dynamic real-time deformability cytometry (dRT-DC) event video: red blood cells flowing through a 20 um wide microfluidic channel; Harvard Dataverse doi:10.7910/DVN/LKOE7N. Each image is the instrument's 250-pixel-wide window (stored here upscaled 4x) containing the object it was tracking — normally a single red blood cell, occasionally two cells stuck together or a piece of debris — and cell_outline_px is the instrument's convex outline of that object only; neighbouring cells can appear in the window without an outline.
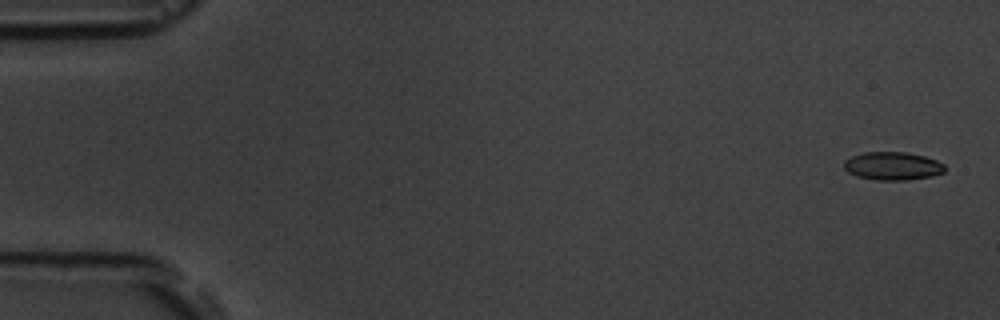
{"species": "common noctule bat (a hibernating species)", "species_latin": "Nyctalus noctula", "temperature_condition": "room temperature", "stored_images_in_passage": 5, "camera_frame_rate_fps": 3000, "um_per_image_px": 0.085, "animal": {"sex": "male", "body_mass_g": 19.5, "forearm_length_mm": 54.6}, "frame": {"image": 1, "passage_image": 1, "time_ms": 0.0, "image_size_px": [1000, 320], "cell_outline_px": [[944, 172], [932, 176], [908, 180], [876, 180], [856, 176], [848, 172], [844, 168], [844, 160], [852, 156], [864, 152], [908, 152], [924, 156], [936, 160], [944, 164]], "centroid_in_image_um": [75.86, 14.11], "position_along_channel_um": 9.1, "area_um2": 16.59}}
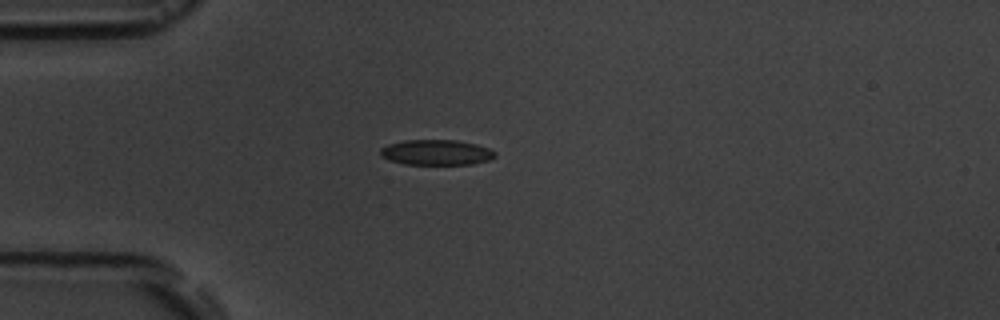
{"frame": {"image": 2, "passage_image": 5, "time_ms": 4.333, "image_size_px": [1000, 320], "cell_outline_px": [[496, 156], [488, 160], [472, 164], [404, 164], [388, 160], [380, 156], [380, 148], [388, 144], [404, 140], [456, 140], [476, 144], [488, 148], [496, 152]], "centroid_in_image_um": [37.06, 12.95], "position_along_channel_um": 47.9, "area_um2": 16.99}}